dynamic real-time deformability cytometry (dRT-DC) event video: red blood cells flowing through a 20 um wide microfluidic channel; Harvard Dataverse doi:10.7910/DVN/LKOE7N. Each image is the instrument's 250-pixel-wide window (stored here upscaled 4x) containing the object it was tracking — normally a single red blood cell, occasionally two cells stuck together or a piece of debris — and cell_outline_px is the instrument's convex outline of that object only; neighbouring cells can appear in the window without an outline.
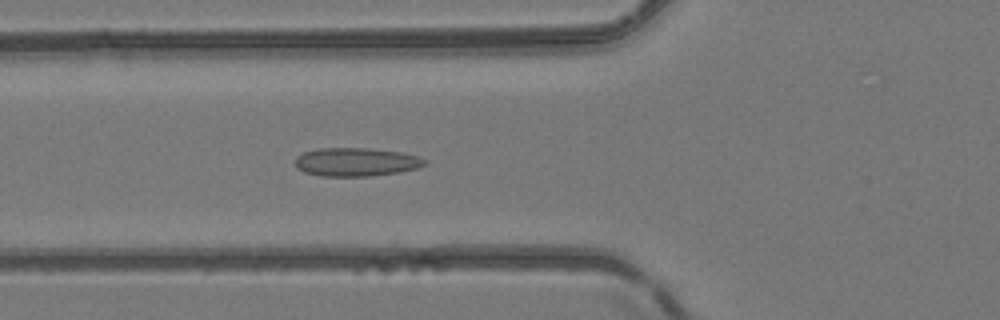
{"species": "common noctule bat (a hibernating species)", "species_latin": "Nyctalus noctula", "temperature_condition": "room temperature", "stored_images_in_passage": 29, "camera_frame_rate_fps": 3000, "um_per_image_px": 0.085, "animal": {"sex": "female", "body_mass_g": 24.6, "forearm_length_mm": 56.2}, "frame": {"image": 1, "passage_image": 4, "time_ms": 1.0, "image_size_px": [1000, 320], "cell_outline_px": [[428, 160], [424, 164], [416, 168], [400, 172], [368, 176], [320, 176], [304, 172], [296, 168], [296, 156], [304, 152], [320, 148], [368, 148], [400, 152], [420, 156]], "centroid_in_image_um": [30.26, 13.77], "position_along_channel_um": 95.5, "area_um2": 21.5}}
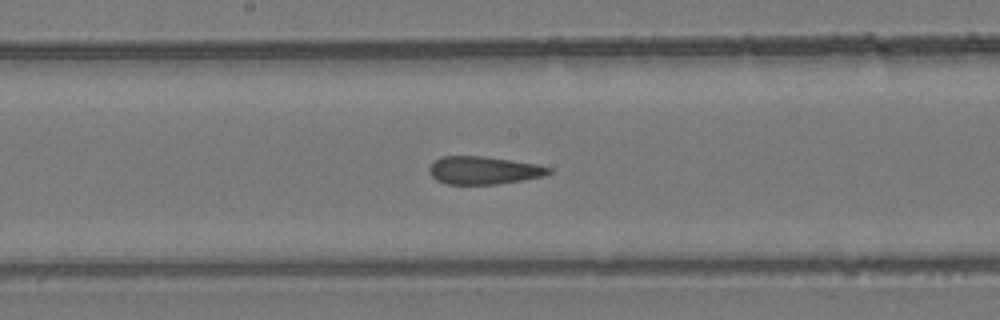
{"frame": {"image": 2, "passage_image": 12, "time_ms": 3.667, "image_size_px": [1000, 320], "cell_outline_px": [[552, 172], [544, 176], [496, 184], [448, 184], [436, 180], [432, 176], [428, 168], [436, 160], [444, 156], [484, 156], [536, 164], [552, 168]], "centroid_in_image_um": [41.12, 14.47], "position_along_channel_um": 207.1, "area_um2": 19.19}}
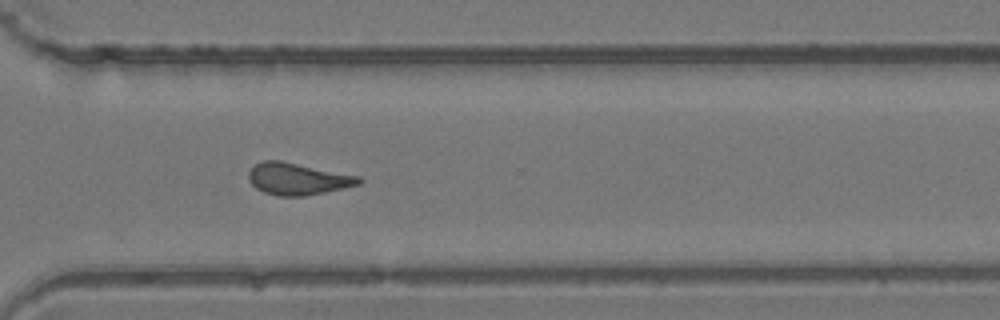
{"frame": {"image": 3, "passage_image": 22, "time_ms": 7.0, "image_size_px": [1000, 320], "cell_outline_px": [[364, 180], [360, 184], [344, 188], [304, 196], [276, 196], [264, 192], [256, 188], [248, 180], [248, 172], [256, 164], [264, 160], [280, 160], [360, 176]], "centroid_in_image_um": [25.31, 15.21], "position_along_channel_um": 345.3, "area_um2": 20.52}, "authors_computed_cell_mechanics": {"area_um2": 20.0566, "velocity_mm_per_s": 4.1559, "shape_relaxation_time_tau1_ms": null, "shape_relaxation_time_tau2_ms": 2.1867, "deformation_change_tau1": null, "deformation_change_tau2": 0.108}}